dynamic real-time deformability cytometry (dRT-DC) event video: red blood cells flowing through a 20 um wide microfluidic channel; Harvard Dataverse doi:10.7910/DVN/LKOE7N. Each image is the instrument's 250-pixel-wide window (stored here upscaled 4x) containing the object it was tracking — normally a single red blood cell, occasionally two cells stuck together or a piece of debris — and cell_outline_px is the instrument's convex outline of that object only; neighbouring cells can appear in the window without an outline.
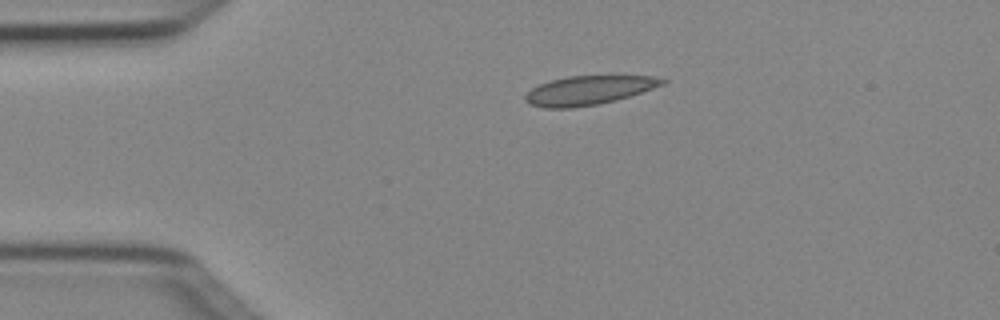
{"species": "Egyptian fruit bat (a non-hibernating species)", "species_latin": "Rousettus aegyptiacus", "temperature_condition": "cold", "stored_images_in_passage": 3, "camera_frame_rate_fps": 3000, "um_per_image_px": 0.085, "animal": {"sex": "female"}, "frame": {"image": 1, "passage_image": 2, "time_ms": 0.333, "image_size_px": [1000, 320], "cell_outline_px": [[668, 80], [664, 84], [616, 100], [596, 104], [572, 108], [544, 108], [528, 104], [524, 100], [524, 96], [532, 88], [540, 84], [552, 80], [568, 76], [652, 76]], "centroid_in_image_um": [49.99, 7.68], "position_along_channel_um": 35.0, "area_um2": 22.89}}
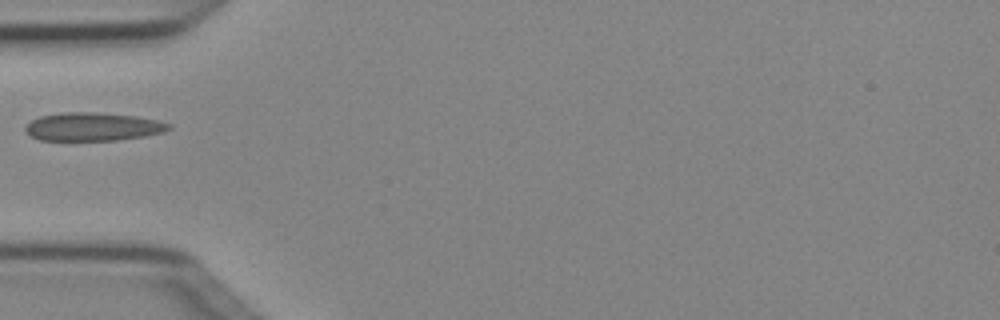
{"frame": {"image": 2, "passage_image": 3, "time_ms": 0.667, "image_size_px": [1000, 320], "cell_outline_px": [[172, 128], [164, 132], [144, 136], [116, 140], [40, 140], [32, 136], [24, 128], [32, 120], [40, 116], [60, 112], [96, 112], [136, 116], [156, 120], [172, 124]], "centroid_in_image_um": [7.92, 10.76], "position_along_channel_um": 77.1, "area_um2": 23.58}}